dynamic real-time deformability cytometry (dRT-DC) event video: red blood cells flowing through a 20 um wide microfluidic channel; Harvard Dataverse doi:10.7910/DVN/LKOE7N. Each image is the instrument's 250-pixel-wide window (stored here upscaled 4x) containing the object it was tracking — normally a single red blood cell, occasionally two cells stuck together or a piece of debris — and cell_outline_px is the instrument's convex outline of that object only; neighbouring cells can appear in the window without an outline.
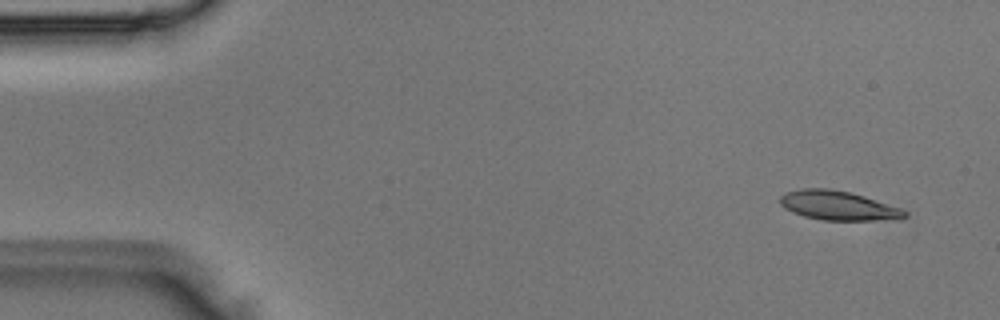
{"species": "Egyptian fruit bat (a non-hibernating species)", "species_latin": "Rousettus aegyptiacus", "temperature_condition": "room temperature", "stored_images_in_passage": 4, "camera_frame_rate_fps": 3000, "um_per_image_px": 0.085, "animal": {"sex": "male"}, "frame": {"image": 1, "passage_image": 1, "time_ms": 0.0, "image_size_px": [1000, 320], "cell_outline_px": [[908, 216], [900, 220], [824, 220], [804, 216], [792, 212], [784, 208], [780, 204], [780, 196], [784, 192], [800, 188], [828, 188], [848, 192], [864, 196], [900, 208], [908, 212]], "centroid_in_image_um": [71.25, 17.47], "position_along_channel_um": 13.8, "area_um2": 21.39}}
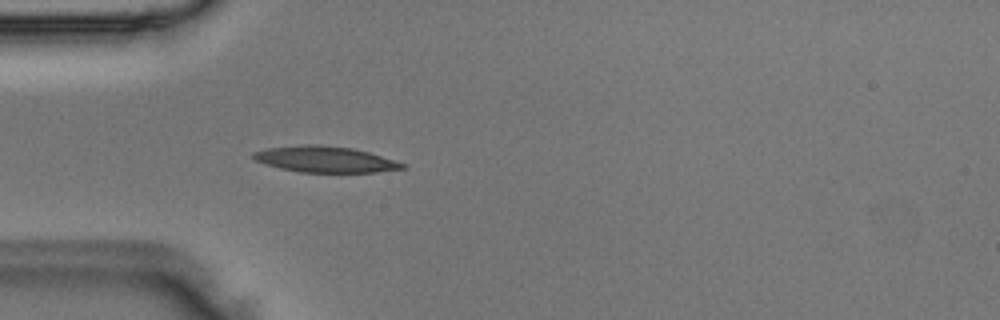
{"frame": {"image": 2, "passage_image": 4, "time_ms": 1.0, "image_size_px": [1000, 320], "cell_outline_px": [[404, 168], [376, 172], [300, 172], [280, 168], [264, 164], [256, 160], [252, 156], [252, 152], [268, 148], [300, 144], [320, 144], [352, 148], [368, 152], [404, 164]], "centroid_in_image_um": [27.56, 13.53], "position_along_channel_um": 57.4, "area_um2": 22.43}}